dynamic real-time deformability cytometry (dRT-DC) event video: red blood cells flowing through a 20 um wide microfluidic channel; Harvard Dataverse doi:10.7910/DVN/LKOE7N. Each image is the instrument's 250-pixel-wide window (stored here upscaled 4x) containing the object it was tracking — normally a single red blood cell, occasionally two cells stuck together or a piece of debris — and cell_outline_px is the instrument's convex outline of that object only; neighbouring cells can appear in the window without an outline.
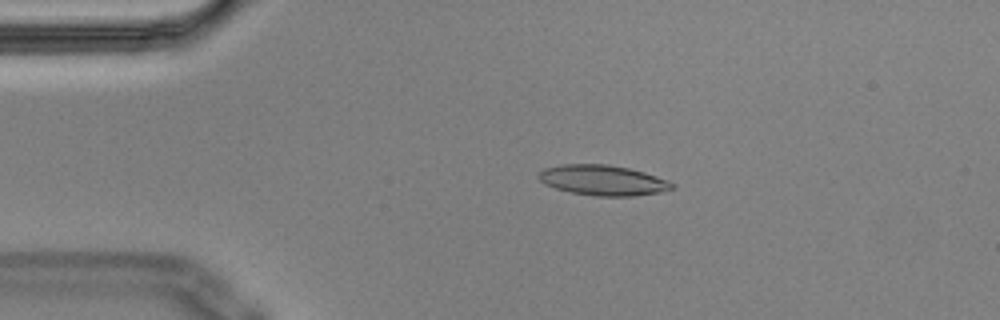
{"species": "Egyptian fruit bat (a non-hibernating species)", "species_latin": "Rousettus aegyptiacus", "temperature_condition": "cold", "stored_images_in_passage": 5, "camera_frame_rate_fps": 3000, "um_per_image_px": 0.085, "animal": {"sex": "male"}, "frame": {"image": 1, "passage_image": 4, "time_ms": 1.0, "image_size_px": [1000, 320], "cell_outline_px": [[676, 188], [660, 192], [632, 196], [592, 196], [572, 192], [556, 188], [544, 184], [536, 176], [544, 168], [560, 164], [608, 164], [628, 168], [644, 172], [668, 180], [676, 184]], "centroid_in_image_um": [51.25, 15.32], "position_along_channel_um": 33.7, "area_um2": 23.7}}